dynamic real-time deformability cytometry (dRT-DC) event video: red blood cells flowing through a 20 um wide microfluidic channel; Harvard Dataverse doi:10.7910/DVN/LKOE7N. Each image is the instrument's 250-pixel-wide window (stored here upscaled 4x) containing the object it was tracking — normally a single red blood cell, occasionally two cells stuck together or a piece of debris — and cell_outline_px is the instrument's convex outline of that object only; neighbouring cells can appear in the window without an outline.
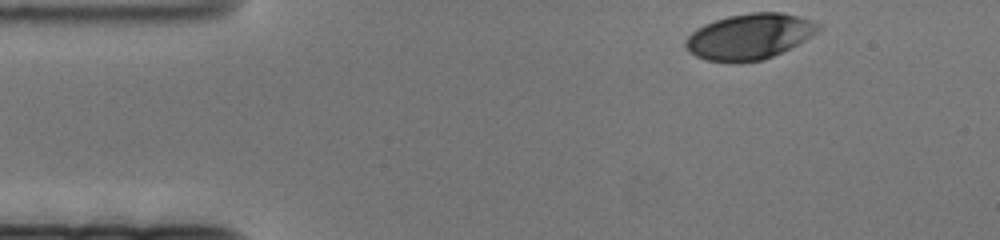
{"species": "human", "species_latin": "Homo sapiens", "temperature_condition": "cold", "stored_images_in_passage": 70, "camera_frame_rate_fps": 3000, "um_per_image_px": 0.085, "donor": {"sex": "female"}, "frame": {"image": 1, "passage_image": 1, "time_ms": 0.0, "image_size_px": [1000, 240], "cell_outline_px": [[820, 28], [812, 36], [764, 60], [708, 60], [696, 56], [688, 52], [684, 44], [684, 40], [696, 28], [704, 24], [728, 16], [752, 12], [780, 12], [796, 16], [820, 24]], "centroid_in_image_um": [63.66, 3.07], "position_along_channel_um": 21.3, "area_um2": 34.45}}
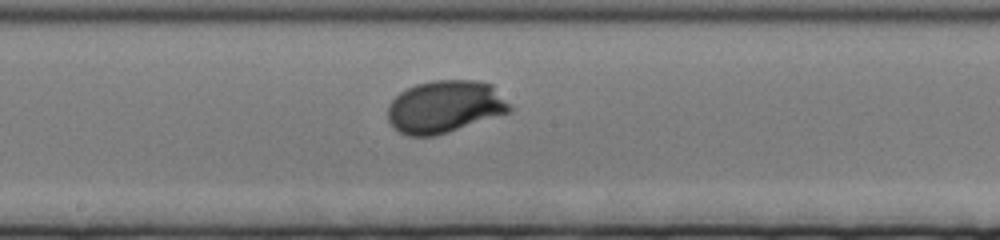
{"frame": {"image": 2, "passage_image": 32, "time_ms": 10.333, "image_size_px": [1000, 240], "cell_outline_px": [[512, 112], [436, 136], [408, 136], [400, 132], [388, 120], [388, 104], [400, 92], [416, 84], [432, 80], [476, 80], [492, 84], [512, 108]], "centroid_in_image_um": [37.83, 9.07], "position_along_channel_um": 210.4, "area_um2": 37.34}}
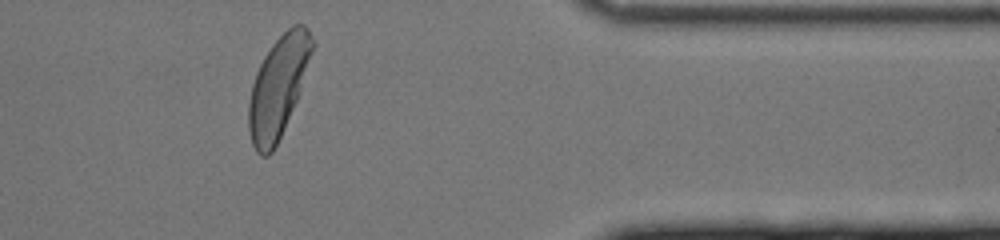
{"frame": {"image": 3, "passage_image": 56, "time_ms": 18.333, "image_size_px": [1000, 240], "cell_outline_px": [[316, 44], [296, 100], [280, 136], [272, 152], [268, 156], [260, 156], [256, 152], [252, 144], [248, 128], [248, 104], [252, 84], [256, 72], [264, 56], [272, 44], [292, 24], [304, 24], [308, 28]], "centroid_in_image_um": [23.64, 7.35], "position_along_channel_um": 387.8, "area_um2": 37.11}}